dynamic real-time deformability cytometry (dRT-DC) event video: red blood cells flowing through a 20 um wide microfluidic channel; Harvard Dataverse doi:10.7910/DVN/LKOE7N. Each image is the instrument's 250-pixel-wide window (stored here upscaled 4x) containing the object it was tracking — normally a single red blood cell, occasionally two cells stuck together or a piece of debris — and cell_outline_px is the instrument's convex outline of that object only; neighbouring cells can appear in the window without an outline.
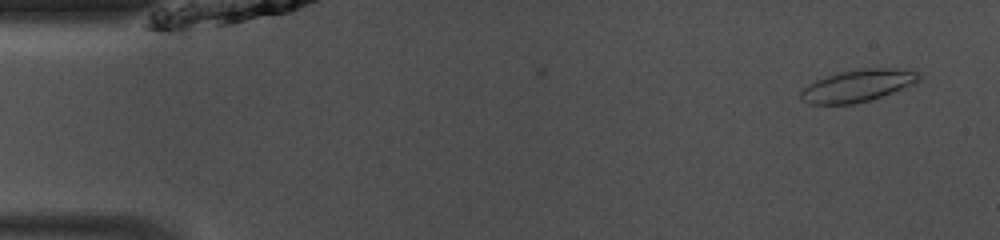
{"species": "common noctule bat (a hibernating species)", "species_latin": "Nyctalus noctula", "temperature_condition": "room temperature", "stored_images_in_passage": 47, "camera_frame_rate_fps": 3000, "um_per_image_px": 0.085, "animal": {"sex": "male", "body_mass_g": 13.0, "forearm_length_mm": 53.1}, "frame": {"image": 1, "passage_image": 2, "time_ms": 0.333, "image_size_px": [1000, 240], "cell_outline_px": [[920, 80], [912, 84], [880, 96], [868, 100], [852, 104], [812, 104], [804, 100], [800, 96], [800, 92], [808, 84], [816, 80], [840, 72], [864, 68], [900, 68], [920, 72]], "centroid_in_image_um": [72.91, 7.26], "position_along_channel_um": 12.1, "area_um2": 21.68}}
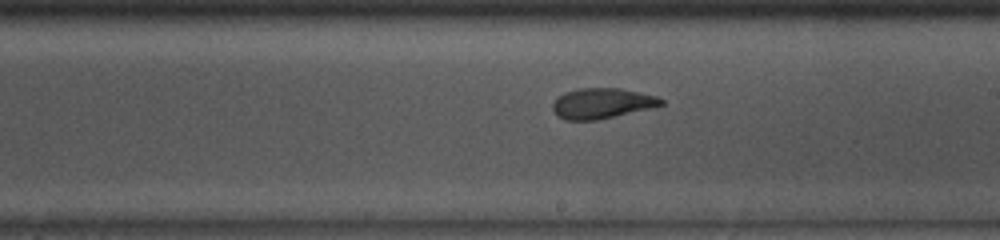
{"frame": {"image": 2, "passage_image": 26, "time_ms": 8.333, "image_size_px": [1000, 240], "cell_outline_px": [[664, 104], [648, 108], [596, 120], [564, 120], [552, 108], [552, 104], [556, 96], [564, 92], [580, 88], [620, 88], [656, 96], [664, 100]], "centroid_in_image_um": [51.12, 8.77], "position_along_channel_um": 237.9, "area_um2": 18.96}}
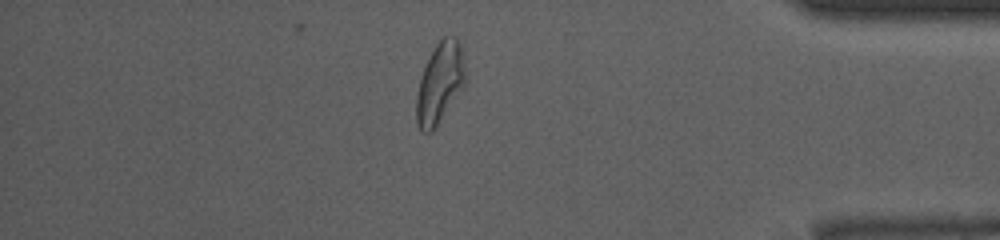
{"frame": {"image": 3, "passage_image": 40, "time_ms": 13.0, "image_size_px": [1000, 240], "cell_outline_px": [[464, 84], [436, 128], [432, 132], [420, 132], [416, 124], [416, 96], [420, 76], [436, 44], [444, 36], [456, 36], [460, 40], [464, 68]], "centroid_in_image_um": [37.35, 7.08], "position_along_channel_um": 397.8, "area_um2": 22.83}, "authors_computed_cell_mechanics": {"area_um2": 20.6924, "velocity_mm_per_s": 4.1183, "shape_relaxation_time_tau1_ms": 3.0886, "shape_relaxation_time_tau2_ms": 1.5056, "deformation_change_tau1": 0.1459, "deformation_change_tau2": 0.0878}}